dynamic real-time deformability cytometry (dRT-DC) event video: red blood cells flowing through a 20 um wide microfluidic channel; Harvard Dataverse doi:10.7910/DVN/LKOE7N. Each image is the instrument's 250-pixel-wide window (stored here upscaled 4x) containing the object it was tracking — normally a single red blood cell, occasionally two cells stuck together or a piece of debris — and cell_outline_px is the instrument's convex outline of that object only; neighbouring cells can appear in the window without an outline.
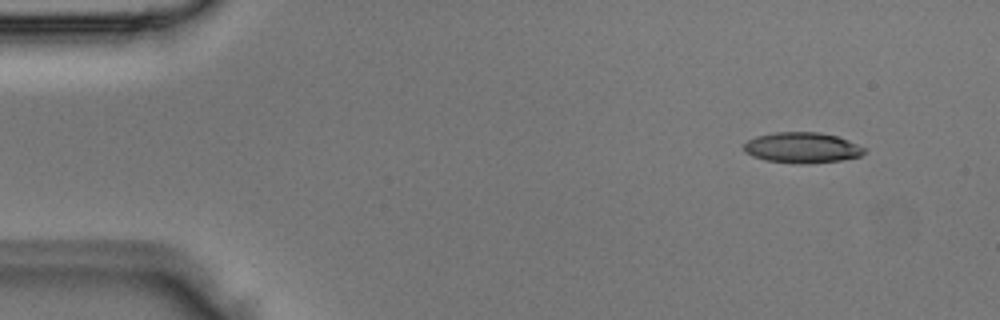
{"species": "Egyptian fruit bat (a non-hibernating species)", "species_latin": "Rousettus aegyptiacus", "temperature_condition": "room temperature", "stored_images_in_passage": 2, "camera_frame_rate_fps": 3000, "um_per_image_px": 0.085, "animal": {"sex": "male"}, "frame": {"image": 1, "passage_image": 1, "time_ms": 0.0, "image_size_px": [1000, 320], "cell_outline_px": [[868, 148], [860, 156], [840, 160], [808, 164], [800, 164], [764, 160], [752, 156], [744, 152], [744, 144], [748, 140], [756, 136], [776, 132], [820, 132], [836, 136], [848, 140]], "centroid_in_image_um": [68.18, 12.55], "position_along_channel_um": 16.8, "area_um2": 21.62}}